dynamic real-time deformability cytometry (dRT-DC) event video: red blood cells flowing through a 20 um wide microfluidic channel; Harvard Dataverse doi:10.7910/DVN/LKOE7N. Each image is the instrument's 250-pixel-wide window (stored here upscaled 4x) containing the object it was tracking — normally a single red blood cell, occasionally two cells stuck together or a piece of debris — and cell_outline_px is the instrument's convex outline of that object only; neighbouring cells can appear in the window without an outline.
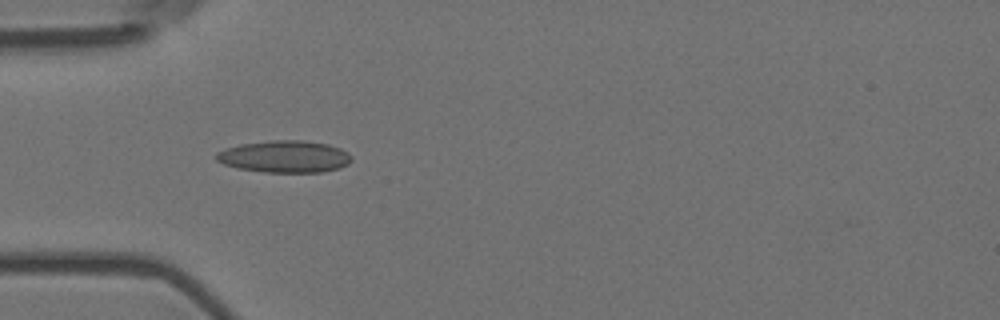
{"species": "Egyptian fruit bat (a non-hibernating species)", "species_latin": "Rousettus aegyptiacus", "temperature_condition": "room temperature", "stored_images_in_passage": 2, "camera_frame_rate_fps": 3000, "um_per_image_px": 0.085, "animal": {"sex": "female"}, "frame": {"image": 1, "passage_image": 1, "time_ms": 0.0, "image_size_px": [1000, 320], "cell_outline_px": [[352, 160], [348, 164], [340, 168], [320, 172], [264, 172], [236, 168], [224, 164], [216, 160], [216, 152], [240, 144], [272, 140], [300, 140], [328, 144], [340, 148], [348, 152], [352, 156]], "centroid_in_image_um": [24.21, 13.31], "position_along_channel_um": 60.8, "area_um2": 25.26}}
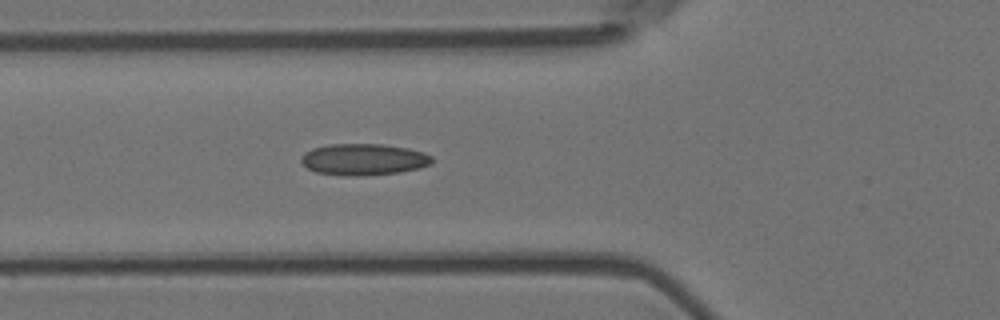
{"frame": {"image": 2, "passage_image": 2, "time_ms": 0.333, "image_size_px": [1000, 320], "cell_outline_px": [[432, 164], [420, 168], [400, 172], [364, 176], [348, 176], [316, 172], [308, 168], [300, 160], [304, 152], [312, 148], [328, 144], [384, 144], [408, 148], [424, 152], [432, 156]], "centroid_in_image_um": [30.93, 13.55], "position_along_channel_um": 94.9, "area_um2": 24.22}}